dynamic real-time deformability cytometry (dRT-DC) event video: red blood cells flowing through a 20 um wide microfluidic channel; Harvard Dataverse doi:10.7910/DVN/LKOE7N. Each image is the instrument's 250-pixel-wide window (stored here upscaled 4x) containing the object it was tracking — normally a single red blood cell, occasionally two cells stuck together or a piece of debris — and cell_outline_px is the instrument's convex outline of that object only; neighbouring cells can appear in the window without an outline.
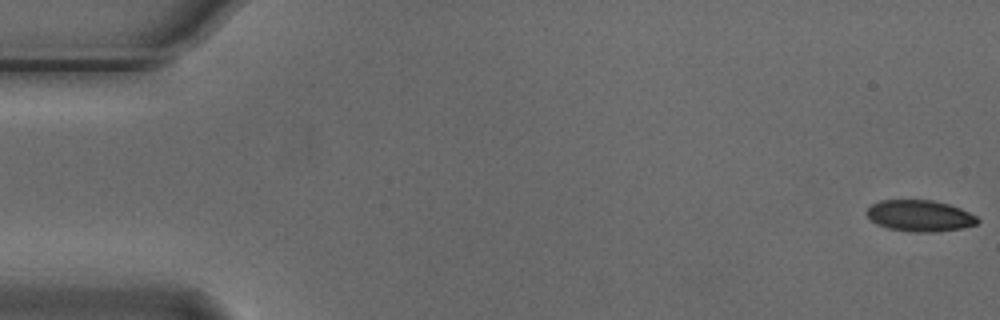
{"species": "Egyptian fruit bat (a non-hibernating species)", "species_latin": "Rousettus aegyptiacus", "temperature_condition": "cold", "stored_images_in_passage": 6, "camera_frame_rate_fps": 3000, "um_per_image_px": 0.085, "animal": {"sex": "male"}, "frame": {"image": 1, "passage_image": 1, "time_ms": 0.0, "image_size_px": [1000, 320], "cell_outline_px": [[980, 220], [976, 224], [964, 228], [936, 232], [908, 232], [888, 228], [876, 224], [868, 216], [868, 208], [872, 204], [880, 200], [932, 200], [948, 204], [960, 208], [976, 216]], "centroid_in_image_um": [78.2, 18.35], "position_along_channel_um": 6.8, "area_um2": 20.23}}
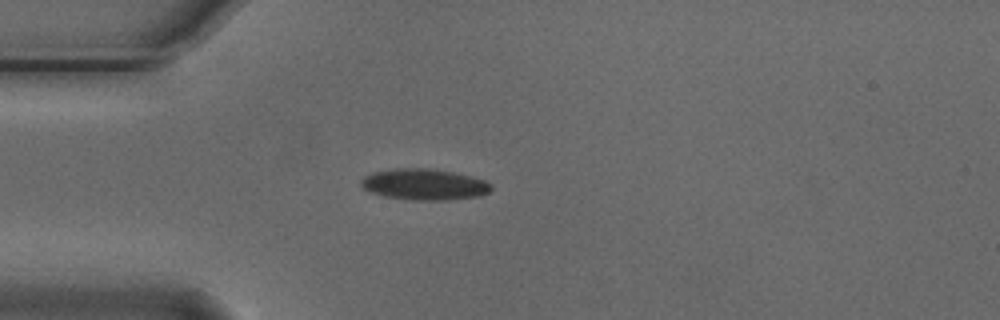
{"frame": {"image": 2, "passage_image": 5, "time_ms": 1.333, "image_size_px": [1000, 320], "cell_outline_px": [[492, 188], [488, 192], [480, 196], [448, 200], [412, 200], [384, 196], [368, 192], [360, 184], [360, 180], [364, 176], [372, 172], [396, 168], [428, 168], [452, 172], [472, 176], [484, 180], [492, 184]], "centroid_in_image_um": [36.04, 15.67], "position_along_channel_um": 49.0, "area_um2": 23.76}}